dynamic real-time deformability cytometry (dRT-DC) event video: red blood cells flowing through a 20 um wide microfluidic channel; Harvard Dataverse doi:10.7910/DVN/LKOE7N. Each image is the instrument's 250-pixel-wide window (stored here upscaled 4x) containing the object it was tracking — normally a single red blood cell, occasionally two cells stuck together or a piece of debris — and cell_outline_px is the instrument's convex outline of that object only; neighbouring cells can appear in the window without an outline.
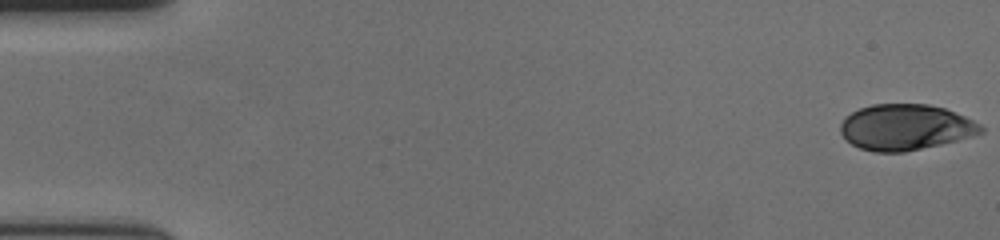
{"species": "human", "species_latin": "Homo sapiens", "temperature_condition": "cold", "stored_images_in_passage": 58, "camera_frame_rate_fps": 3000, "um_per_image_px": 0.085, "donor": {"sex": "female"}, "frame": {"image": 1, "passage_image": 1, "time_ms": 0.0, "image_size_px": [1000, 240], "cell_outline_px": [[984, 132], [972, 136], [940, 144], [904, 152], [872, 152], [860, 148], [852, 144], [840, 132], [840, 124], [844, 116], [860, 108], [872, 104], [928, 104], [944, 108], [964, 116], [980, 124], [984, 128]], "centroid_in_image_um": [76.94, 10.81], "position_along_channel_um": 8.1, "area_um2": 37.4}}
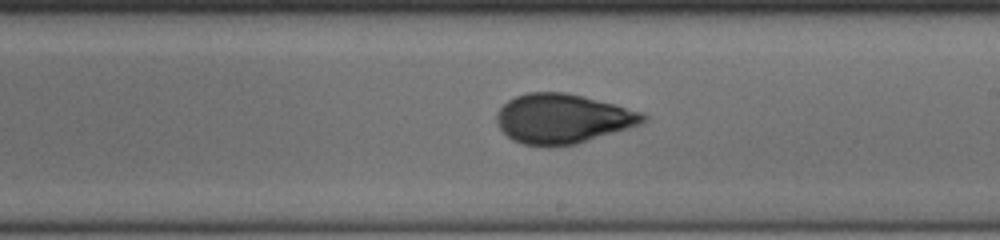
{"frame": {"image": 2, "passage_image": 34, "time_ms": 11.0, "image_size_px": [1000, 240], "cell_outline_px": [[648, 120], [640, 124], [628, 128], [576, 144], [556, 148], [548, 148], [524, 144], [512, 140], [496, 124], [496, 112], [508, 100], [516, 96], [528, 92], [564, 92], [584, 96], [640, 112], [648, 116]], "centroid_in_image_um": [47.78, 10.11], "position_along_channel_um": 241.2, "area_um2": 42.43}}
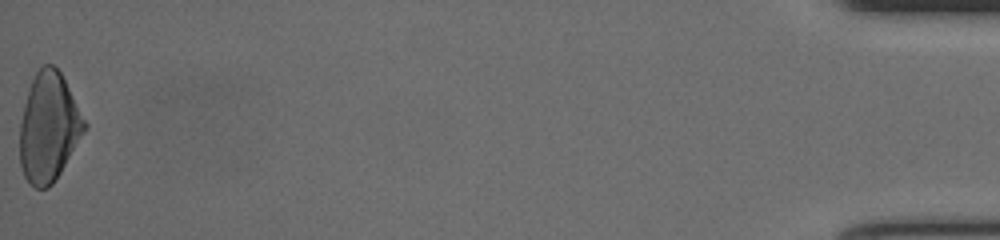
{"frame": {"image": 3, "passage_image": 58, "time_ms": 19.0, "image_size_px": [1000, 240], "cell_outline_px": [[88, 124], [84, 132], [60, 172], [52, 184], [48, 188], [36, 188], [24, 176], [20, 164], [20, 124], [24, 104], [28, 88], [36, 72], [44, 64], [52, 64], [60, 72]], "centroid_in_image_um": [4.13, 10.81], "position_along_channel_um": 431.1, "area_um2": 40.63}, "authors_computed_cell_mechanics": {"area_um2": 40.8068, "velocity_mm_per_s": 3.6414, "shape_relaxation_time_tau1_ms": 5.7109, "shape_relaxation_time_tau2_ms": 1.0484, "deformation_change_tau1": 0.1674, "deformation_change_tau2": 0.0481}}